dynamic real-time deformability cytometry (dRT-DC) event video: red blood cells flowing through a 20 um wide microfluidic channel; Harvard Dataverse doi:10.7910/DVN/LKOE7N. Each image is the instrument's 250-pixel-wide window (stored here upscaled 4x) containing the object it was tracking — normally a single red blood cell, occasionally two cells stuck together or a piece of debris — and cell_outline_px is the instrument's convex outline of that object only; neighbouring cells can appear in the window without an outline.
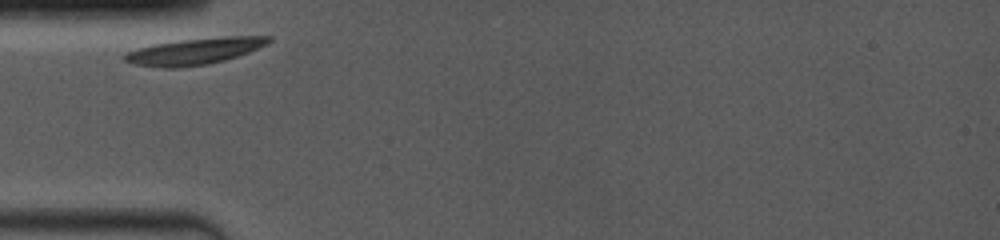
{"species": "common noctule bat (a hibernating species)", "species_latin": "Nyctalus noctula", "temperature_condition": "room temperature", "stored_images_in_passage": 3, "camera_frame_rate_fps": 4000, "um_per_image_px": 0.085, "animal": {"sex": "female", "body_mass_g": 19.0, "forearm_length_mm": 53.3}, "frame": {"image": 1, "passage_image": 1, "time_ms": 0.0, "image_size_px": [1000, 240], "cell_outline_px": [[272, 40], [268, 44], [248, 52], [224, 60], [208, 64], [180, 68], [160, 68], [136, 64], [124, 60], [120, 56], [136, 48], [152, 44], [184, 40], [224, 36], [272, 36]], "centroid_in_image_um": [16.52, 4.36], "position_along_channel_um": 68.5, "area_um2": 22.2}}
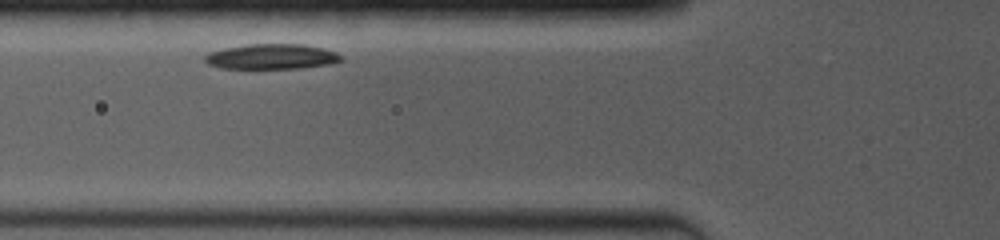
{"frame": {"image": 2, "passage_image": 2, "time_ms": 1.0, "image_size_px": [1000, 240], "cell_outline_px": [[340, 60], [332, 64], [300, 68], [220, 68], [208, 64], [204, 60], [204, 56], [208, 52], [224, 48], [248, 44], [304, 44], [324, 48], [336, 52], [340, 56]], "centroid_in_image_um": [23.06, 4.8], "position_along_channel_um": 102.7, "area_um2": 20.0}}
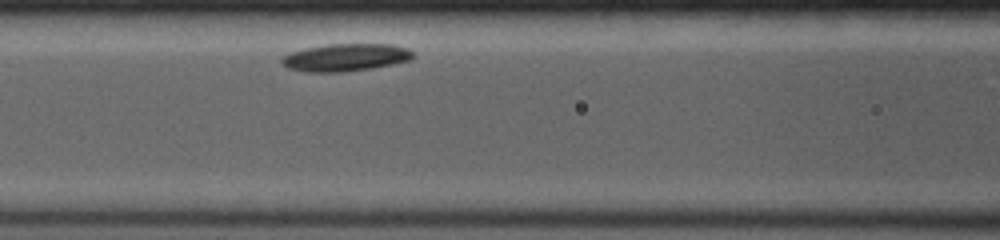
{"frame": {"image": 3, "passage_image": 3, "time_ms": 2.0, "image_size_px": [1000, 240], "cell_outline_px": [[412, 60], [372, 68], [344, 72], [304, 72], [288, 68], [280, 60], [284, 56], [292, 52], [308, 48], [328, 44], [392, 44], [408, 48], [412, 52]], "centroid_in_image_um": [29.4, 4.89], "position_along_channel_um": 137.2, "area_um2": 20.92}}